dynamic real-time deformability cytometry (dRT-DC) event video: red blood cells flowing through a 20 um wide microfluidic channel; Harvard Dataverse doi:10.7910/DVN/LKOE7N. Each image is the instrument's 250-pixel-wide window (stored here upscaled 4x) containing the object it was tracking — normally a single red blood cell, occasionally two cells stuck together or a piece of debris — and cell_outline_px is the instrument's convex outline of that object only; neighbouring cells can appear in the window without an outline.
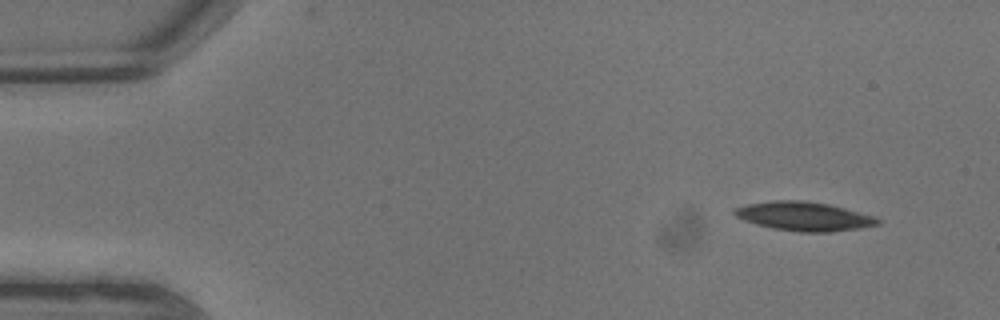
{"species": "common noctule bat (a hibernating species)", "species_latin": "Nyctalus noctula", "temperature_condition": "warm", "stored_images_in_passage": 5, "camera_frame_rate_fps": 3000, "um_per_image_px": 0.085, "animal": {"sex": "male", "body_mass_g": 13.3}, "frame": {"image": 1, "passage_image": 1, "time_ms": 0.0, "image_size_px": [1000, 320], "cell_outline_px": [[880, 224], [860, 228], [828, 232], [800, 232], [772, 228], [756, 224], [744, 220], [736, 216], [732, 212], [736, 208], [744, 204], [772, 200], [804, 200], [828, 204], [876, 216], [880, 220]], "centroid_in_image_um": [68.33, 18.38], "position_along_channel_um": 16.7, "area_um2": 24.22}}
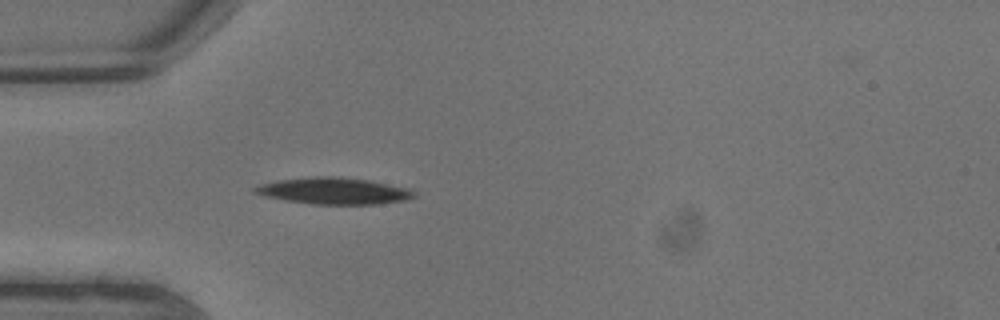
{"frame": {"image": 2, "passage_image": 5, "time_ms": 1.333, "image_size_px": [1000, 320], "cell_outline_px": [[416, 196], [408, 200], [380, 204], [312, 204], [284, 200], [264, 196], [252, 192], [252, 188], [260, 184], [276, 180], [312, 176], [340, 176], [368, 180], [408, 188], [416, 192]], "centroid_in_image_um": [28.36, 16.22], "position_along_channel_um": 56.6, "area_um2": 24.97}}